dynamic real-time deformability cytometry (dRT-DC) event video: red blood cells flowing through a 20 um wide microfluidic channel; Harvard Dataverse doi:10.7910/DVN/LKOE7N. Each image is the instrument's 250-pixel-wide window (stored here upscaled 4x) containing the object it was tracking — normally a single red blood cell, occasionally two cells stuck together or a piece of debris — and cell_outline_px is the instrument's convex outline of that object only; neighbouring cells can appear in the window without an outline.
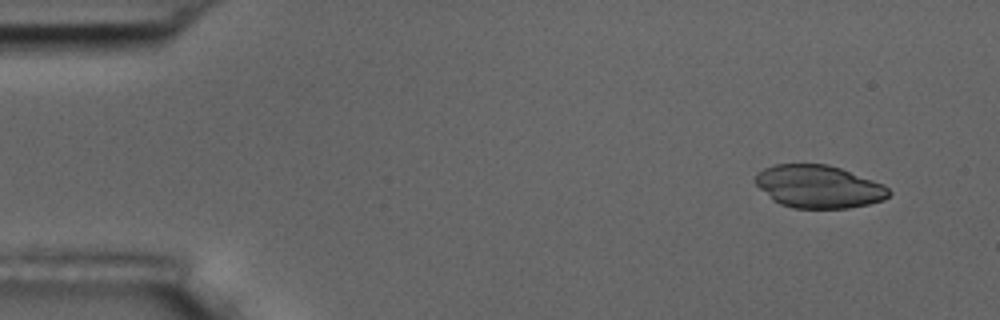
{"species": "common noctule bat (a hibernating species)", "species_latin": "Nyctalus noctula", "temperature_condition": "room temperature", "stored_images_in_passage": 5, "camera_frame_rate_fps": 3000, "um_per_image_px": 0.085, "animal": {"sex": "male", "body_mass_g": 17.5, "forearm_length_mm": 52.3}, "frame": {"image": 1, "passage_image": 1, "time_ms": 0.0, "image_size_px": [1000, 320], "cell_outline_px": [[892, 192], [884, 200], [868, 204], [848, 208], [792, 208], [780, 204], [772, 200], [756, 184], [756, 172], [764, 168], [776, 164], [828, 164], [840, 168], [884, 184]], "centroid_in_image_um": [69.59, 15.86], "position_along_channel_um": 15.4, "area_um2": 33.29}}